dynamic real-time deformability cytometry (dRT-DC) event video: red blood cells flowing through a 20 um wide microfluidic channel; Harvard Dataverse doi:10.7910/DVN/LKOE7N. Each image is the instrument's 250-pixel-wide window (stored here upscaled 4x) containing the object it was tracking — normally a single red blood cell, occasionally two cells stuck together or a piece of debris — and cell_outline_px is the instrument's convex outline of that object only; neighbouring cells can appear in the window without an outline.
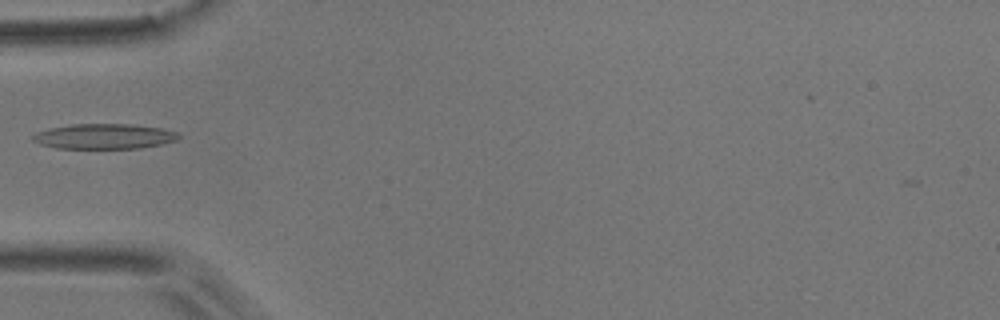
{"species": "common noctule bat (a hibernating species)", "species_latin": "Nyctalus noctula", "temperature_condition": "room temperature", "stored_images_in_passage": 3, "camera_frame_rate_fps": 3000, "um_per_image_px": 0.085, "animal": {"sex": "male", "body_mass_g": 17.9}, "frame": {"image": 1, "passage_image": 2, "time_ms": 0.333, "image_size_px": [1000, 320], "cell_outline_px": [[180, 136], [176, 140], [160, 144], [140, 148], [56, 148], [40, 144], [32, 140], [32, 136], [36, 132], [48, 128], [72, 124], [128, 124], [160, 128], [176, 132]], "centroid_in_image_um": [8.8, 11.59], "position_along_channel_um": 76.2, "area_um2": 21.21}}
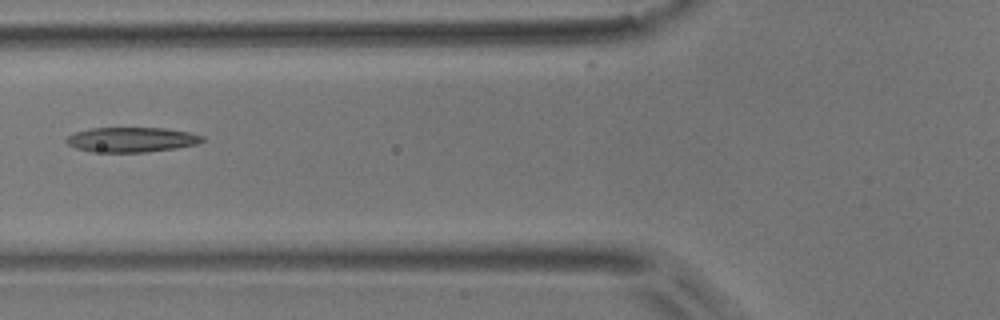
{"frame": {"image": 2, "passage_image": 3, "time_ms": 0.667, "image_size_px": [1000, 320], "cell_outline_px": [[204, 140], [196, 144], [176, 148], [148, 152], [92, 152], [76, 148], [68, 144], [64, 140], [68, 136], [76, 132], [92, 128], [164, 128], [192, 132], [204, 136]], "centroid_in_image_um": [11.2, 11.87], "position_along_channel_um": 114.6, "area_um2": 19.77}}